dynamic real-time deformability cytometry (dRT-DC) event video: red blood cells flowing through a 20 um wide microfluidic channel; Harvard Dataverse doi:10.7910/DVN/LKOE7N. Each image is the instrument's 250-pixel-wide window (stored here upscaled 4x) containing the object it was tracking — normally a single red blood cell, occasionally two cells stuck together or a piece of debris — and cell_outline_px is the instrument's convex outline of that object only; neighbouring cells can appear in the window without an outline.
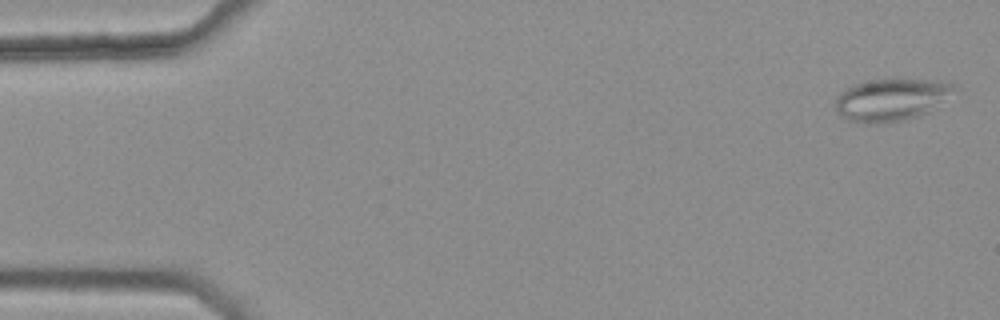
{"species": "common noctule bat (a hibernating species)", "species_latin": "Nyctalus noctula", "temperature_condition": "warm", "stored_images_in_passage": 4, "camera_frame_rate_fps": 3000, "um_per_image_px": 0.085, "animal": {"sex": "female", "body_mass_g": 25.1}, "frame": {"image": 1, "passage_image": 1, "time_ms": 0.0, "image_size_px": [1000, 320], "cell_outline_px": [[956, 84], [928, 112], [920, 116], [904, 120], [876, 124], [864, 124], [848, 120], [840, 116], [836, 112], [836, 100], [840, 92], [852, 84], [876, 80], [952, 80]], "centroid_in_image_um": [75.67, 8.49], "position_along_channel_um": 9.3, "area_um2": 28.78}}